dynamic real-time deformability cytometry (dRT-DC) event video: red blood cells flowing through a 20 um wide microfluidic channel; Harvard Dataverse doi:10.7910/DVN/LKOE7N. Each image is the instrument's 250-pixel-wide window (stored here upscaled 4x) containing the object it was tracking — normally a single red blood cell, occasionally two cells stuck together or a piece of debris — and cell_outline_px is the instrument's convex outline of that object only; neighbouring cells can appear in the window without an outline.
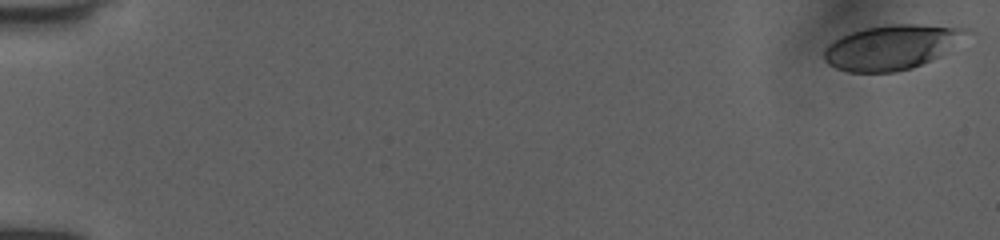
{"species": "human", "species_latin": "Homo sapiens", "temperature_condition": "room temperature", "stored_images_in_passage": 52, "camera_frame_rate_fps": 3000, "um_per_image_px": 0.085, "donor": {"sex": "female"}, "frame": {"image": 1, "passage_image": 1, "time_ms": 0.0, "image_size_px": [1000, 240], "cell_outline_px": [[968, 28], [936, 56], [912, 68], [892, 72], [848, 72], [836, 68], [828, 64], [824, 60], [824, 52], [828, 44], [840, 36], [864, 28], [892, 24], [916, 24]], "centroid_in_image_um": [75.58, 4.02], "position_along_channel_um": 9.4, "area_um2": 35.55}}
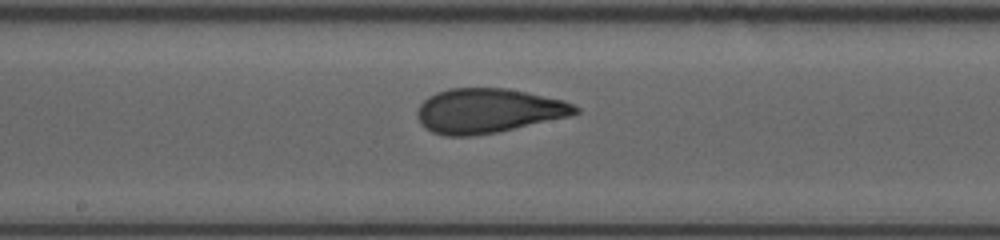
{"frame": {"image": 2, "passage_image": 29, "time_ms": 9.333, "image_size_px": [1000, 240], "cell_outline_px": [[580, 112], [568, 116], [496, 132], [468, 136], [444, 136], [432, 132], [424, 128], [420, 124], [416, 116], [416, 112], [420, 104], [428, 96], [436, 92], [448, 88], [504, 88], [564, 100], [580, 108]], "centroid_in_image_um": [41.42, 9.41], "position_along_channel_um": 206.8, "area_um2": 40.81}}
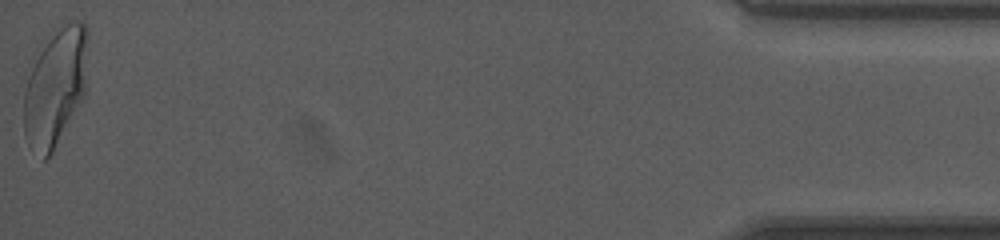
{"frame": {"image": 3, "passage_image": 52, "time_ms": 17.0, "image_size_px": [1000, 240], "cell_outline_px": [[88, 40], [84, 96], [52, 152], [44, 160], [24, 132], [24, 92], [28, 76], [52, 28], [72, 20], [80, 20], [88, 28]], "centroid_in_image_um": [4.74, 7.27], "position_along_channel_um": 430.5, "area_um2": 43.29}, "authors_computed_cell_mechanics": {"area_um2": 40.1132, "velocity_mm_per_s": 4.0461, "shape_relaxation_time_tau1_ms": 5.0936, "shape_relaxation_time_tau2_ms": 0.8869, "deformation_change_tau1": 0.216, "deformation_change_tau2": 0.0811}}